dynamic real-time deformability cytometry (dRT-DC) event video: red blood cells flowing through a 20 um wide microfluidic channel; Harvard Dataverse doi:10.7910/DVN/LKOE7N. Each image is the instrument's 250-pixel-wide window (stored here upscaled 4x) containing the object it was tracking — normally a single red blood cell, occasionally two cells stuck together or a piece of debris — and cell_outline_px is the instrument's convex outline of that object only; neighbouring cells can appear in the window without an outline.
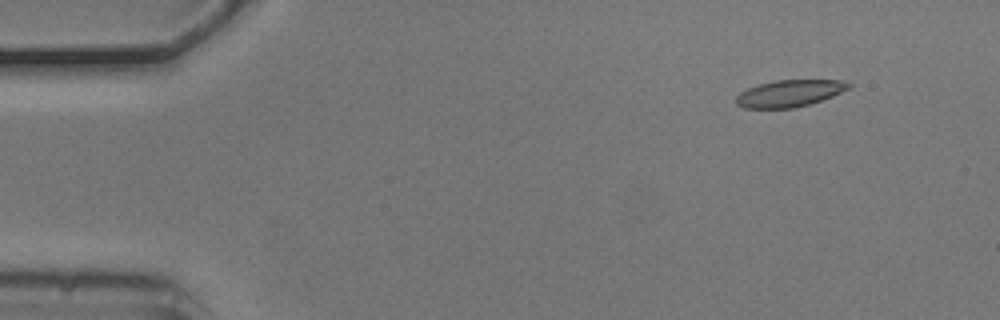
{"species": "common noctule bat (a hibernating species)", "species_latin": "Nyctalus noctula", "temperature_condition": "cold", "stored_images_in_passage": 5, "camera_frame_rate_fps": 3000, "um_per_image_px": 0.085, "animal": {"sex": "male", "body_mass_g": 20.5, "forearm_length_mm": 52.5}, "frame": {"image": 1, "passage_image": 2, "time_ms": 0.333, "image_size_px": [1000, 320], "cell_outline_px": [[852, 88], [832, 96], [808, 104], [792, 108], [744, 108], [736, 104], [736, 96], [740, 92], [748, 88], [772, 80], [840, 80], [852, 84]], "centroid_in_image_um": [67.11, 7.93], "position_along_channel_um": 17.9, "area_um2": 17.57}}
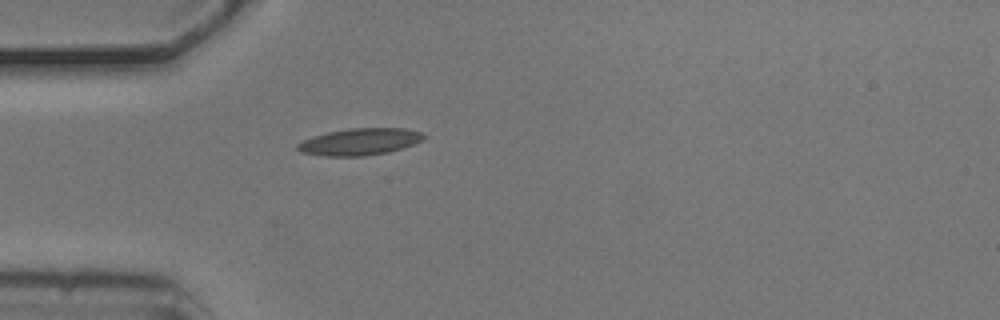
{"frame": {"image": 2, "passage_image": 5, "time_ms": 1.333, "image_size_px": [1000, 320], "cell_outline_px": [[428, 136], [424, 140], [388, 152], [364, 156], [324, 156], [300, 152], [296, 148], [296, 144], [312, 136], [328, 132], [348, 128], [404, 128], [420, 132]], "centroid_in_image_um": [30.56, 12.04], "position_along_channel_um": 54.4, "area_um2": 19.77}}